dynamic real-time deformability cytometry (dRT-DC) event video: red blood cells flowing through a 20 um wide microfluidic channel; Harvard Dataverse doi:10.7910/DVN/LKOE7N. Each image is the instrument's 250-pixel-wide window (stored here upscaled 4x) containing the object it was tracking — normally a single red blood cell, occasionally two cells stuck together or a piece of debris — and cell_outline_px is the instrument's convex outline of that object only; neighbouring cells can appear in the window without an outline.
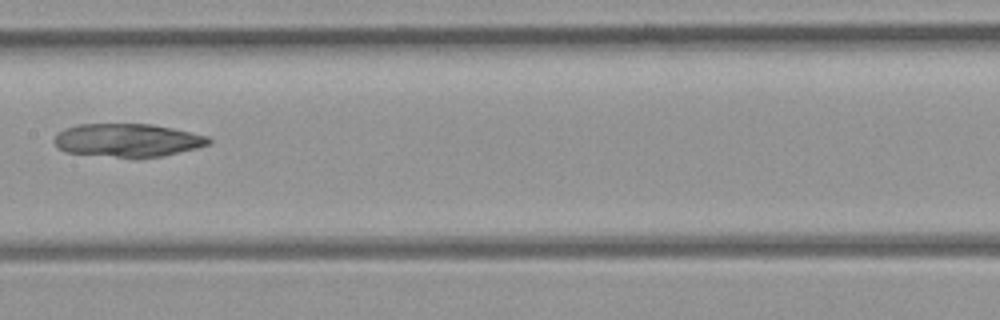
{"species": "common noctule bat (a hibernating species)", "species_latin": "Nyctalus noctula", "temperature_condition": "room temperature", "stored_images_in_passage": 5, "camera_frame_rate_fps": 3000, "um_per_image_px": 0.085, "animal": {"sex": "female", "body_mass_g": 21.9}, "frame": {"image": 1, "passage_image": 5, "time_ms": 5.667, "image_size_px": [1000, 320], "cell_outline_px": [[212, 144], [164, 156], [116, 156], [64, 152], [52, 140], [64, 128], [80, 124], [152, 124], [172, 128], [208, 136], [212, 140]], "centroid_in_image_um": [10.88, 11.9], "position_along_channel_um": 196.5, "area_um2": 29.42}}